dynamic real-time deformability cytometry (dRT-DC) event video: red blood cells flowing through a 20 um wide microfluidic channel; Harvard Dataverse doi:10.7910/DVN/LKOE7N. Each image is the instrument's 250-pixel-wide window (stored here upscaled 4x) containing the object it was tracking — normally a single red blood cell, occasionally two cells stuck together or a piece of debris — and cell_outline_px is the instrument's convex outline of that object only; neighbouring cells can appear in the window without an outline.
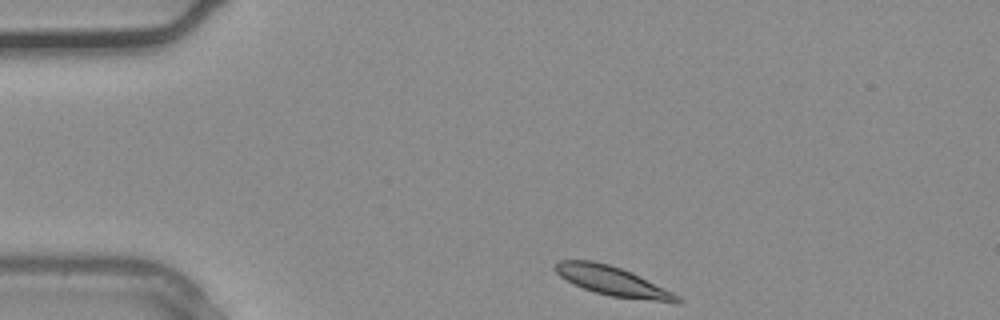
{"species": "common noctule bat (a hibernating species)", "species_latin": "Nyctalus noctula", "temperature_condition": "warm", "stored_images_in_passage": 31, "camera_frame_rate_fps": 3000, "um_per_image_px": 0.085, "animal": {"sex": "male", "body_mass_g": 20.4}, "frame": {"image": 1, "passage_image": 1, "time_ms": 0.0, "image_size_px": [1000, 320], "cell_outline_px": [[684, 300], [680, 304], [676, 304], [612, 296], [596, 292], [584, 288], [560, 276], [552, 268], [552, 264], [560, 260], [592, 260], [608, 264], [632, 272], [680, 296]], "centroid_in_image_um": [52.12, 23.9], "position_along_channel_um": 32.9, "area_um2": 20.87}}